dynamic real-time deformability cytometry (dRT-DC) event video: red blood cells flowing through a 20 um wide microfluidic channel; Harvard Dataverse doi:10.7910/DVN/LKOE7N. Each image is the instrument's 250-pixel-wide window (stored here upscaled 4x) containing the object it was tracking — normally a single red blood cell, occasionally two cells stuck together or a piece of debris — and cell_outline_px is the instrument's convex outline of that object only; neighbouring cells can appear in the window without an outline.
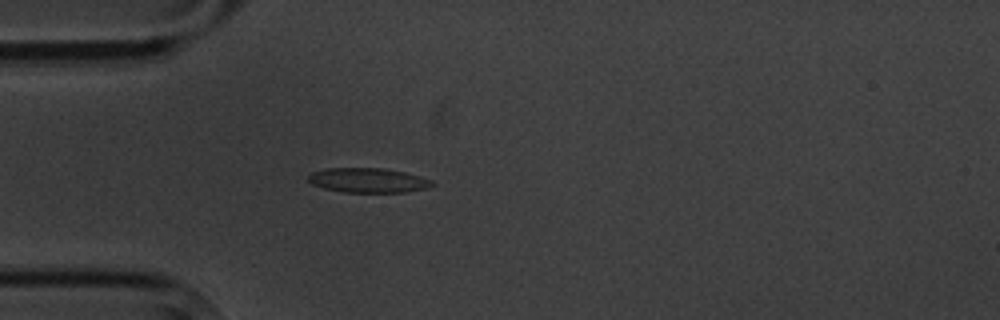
{"species": "common noctule bat (a hibernating species)", "species_latin": "Nyctalus noctula", "temperature_condition": "cold", "stored_images_in_passage": 5, "camera_frame_rate_fps": 3000, "um_per_image_px": 0.085, "animal": {"sex": "male", "body_mass_g": 20.1, "forearm_length_mm": 53.5}, "frame": {"image": 1, "passage_image": 5, "time_ms": 4.667, "image_size_px": [1000, 320], "cell_outline_px": [[436, 184], [428, 188], [404, 192], [344, 192], [324, 188], [312, 184], [308, 180], [308, 172], [328, 168], [384, 168], [404, 172], [420, 176], [432, 180]], "centroid_in_image_um": [31.28, 15.32], "position_along_channel_um": 53.7, "area_um2": 17.86}}